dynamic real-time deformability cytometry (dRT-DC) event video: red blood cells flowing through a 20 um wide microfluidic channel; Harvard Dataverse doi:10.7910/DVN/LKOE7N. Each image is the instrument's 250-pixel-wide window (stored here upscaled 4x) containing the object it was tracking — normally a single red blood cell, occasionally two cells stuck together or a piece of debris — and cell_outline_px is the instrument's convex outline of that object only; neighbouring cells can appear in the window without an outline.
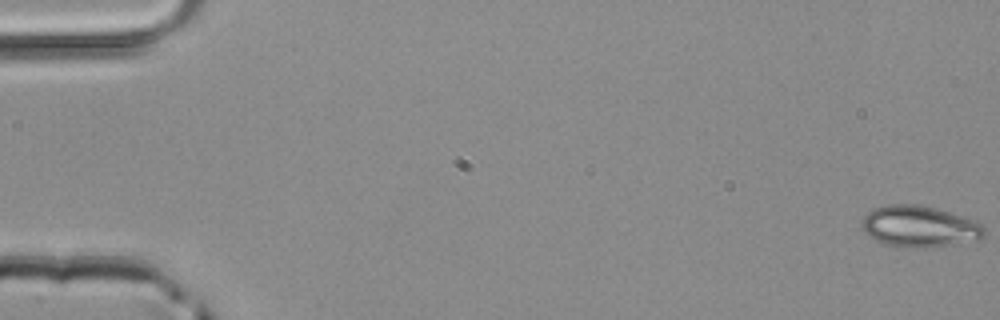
{"species": "common noctule bat (a hibernating species)", "species_latin": "Nyctalus noctula", "temperature_condition": "room temperature", "stored_images_in_passage": 49, "camera_frame_rate_fps": 3000, "um_per_image_px": 0.085, "animal": {"sex": "male", "body_mass_g": 20.4}, "frame": {"image": 1, "passage_image": 1, "time_ms": 0.0, "image_size_px": [1000, 320], "cell_outline_px": [[984, 236], [980, 240], [952, 244], [916, 248], [904, 248], [884, 244], [868, 236], [864, 232], [860, 224], [860, 220], [872, 208], [888, 204], [916, 204], [936, 208], [960, 216], [980, 224], [984, 228]], "centroid_in_image_um": [78.07, 19.25], "position_along_channel_um": 6.9, "area_um2": 29.48}}
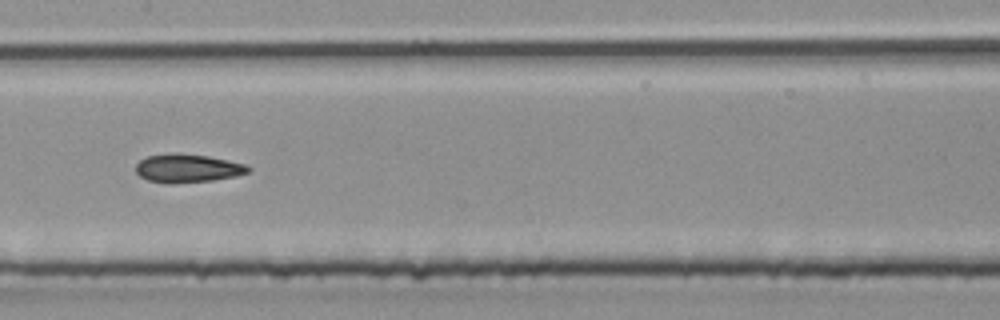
{"frame": {"image": 2, "passage_image": 25, "time_ms": 8.0, "image_size_px": [1000, 320], "cell_outline_px": [[252, 168], [248, 172], [236, 176], [212, 180], [148, 180], [140, 176], [136, 172], [136, 164], [140, 160], [148, 156], [168, 152], [172, 152], [208, 156], [248, 164]], "centroid_in_image_um": [16.0, 14.23], "position_along_channel_um": 191.4, "area_um2": 17.86}}
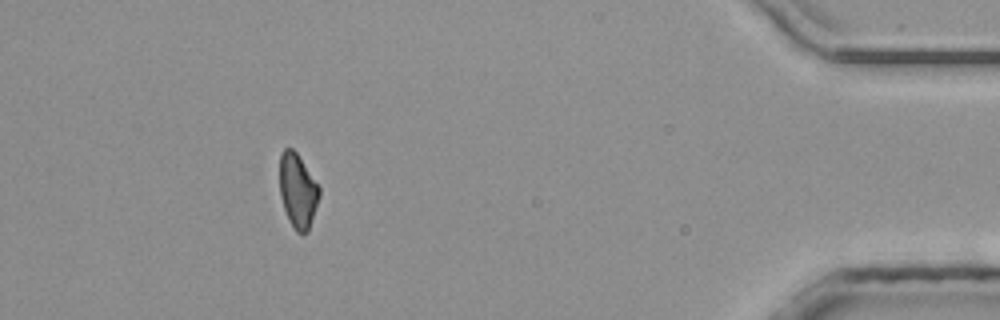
{"frame": {"image": 3, "passage_image": 44, "time_ms": 14.333, "image_size_px": [1000, 320], "cell_outline_px": [[320, 196], [308, 232], [304, 236], [300, 236], [292, 228], [288, 220], [280, 196], [280, 152], [284, 148], [292, 148], [296, 152], [320, 188]], "centroid_in_image_um": [25.3, 16.28], "position_along_channel_um": 409.9, "area_um2": 17.34}}